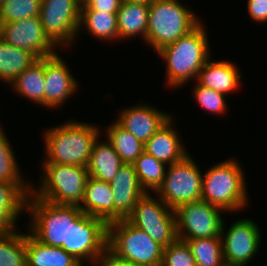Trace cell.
I'll use <instances>...</instances> for the list:
<instances>
[{
	"label": "cell",
	"mask_w": 267,
	"mask_h": 266,
	"mask_svg": "<svg viewBox=\"0 0 267 266\" xmlns=\"http://www.w3.org/2000/svg\"><path fill=\"white\" fill-rule=\"evenodd\" d=\"M114 199V221L126 219L137 201L146 193L133 164H123L110 182Z\"/></svg>",
	"instance_id": "cell-17"
},
{
	"label": "cell",
	"mask_w": 267,
	"mask_h": 266,
	"mask_svg": "<svg viewBox=\"0 0 267 266\" xmlns=\"http://www.w3.org/2000/svg\"><path fill=\"white\" fill-rule=\"evenodd\" d=\"M149 4L122 2L117 12L119 40L141 36L145 41L147 34Z\"/></svg>",
	"instance_id": "cell-24"
},
{
	"label": "cell",
	"mask_w": 267,
	"mask_h": 266,
	"mask_svg": "<svg viewBox=\"0 0 267 266\" xmlns=\"http://www.w3.org/2000/svg\"><path fill=\"white\" fill-rule=\"evenodd\" d=\"M247 11L252 21L267 22V0H247Z\"/></svg>",
	"instance_id": "cell-37"
},
{
	"label": "cell",
	"mask_w": 267,
	"mask_h": 266,
	"mask_svg": "<svg viewBox=\"0 0 267 266\" xmlns=\"http://www.w3.org/2000/svg\"><path fill=\"white\" fill-rule=\"evenodd\" d=\"M142 266L136 263L127 262L116 258L108 250L103 256L94 264V266Z\"/></svg>",
	"instance_id": "cell-38"
},
{
	"label": "cell",
	"mask_w": 267,
	"mask_h": 266,
	"mask_svg": "<svg viewBox=\"0 0 267 266\" xmlns=\"http://www.w3.org/2000/svg\"><path fill=\"white\" fill-rule=\"evenodd\" d=\"M100 140L98 137L93 145L87 170L90 177L110 183L123 162L107 139Z\"/></svg>",
	"instance_id": "cell-22"
},
{
	"label": "cell",
	"mask_w": 267,
	"mask_h": 266,
	"mask_svg": "<svg viewBox=\"0 0 267 266\" xmlns=\"http://www.w3.org/2000/svg\"><path fill=\"white\" fill-rule=\"evenodd\" d=\"M190 155L167 166L163 183L155 192L170 209L202 200L203 174Z\"/></svg>",
	"instance_id": "cell-8"
},
{
	"label": "cell",
	"mask_w": 267,
	"mask_h": 266,
	"mask_svg": "<svg viewBox=\"0 0 267 266\" xmlns=\"http://www.w3.org/2000/svg\"><path fill=\"white\" fill-rule=\"evenodd\" d=\"M27 266H83L61 247L40 243L30 233L26 234Z\"/></svg>",
	"instance_id": "cell-23"
},
{
	"label": "cell",
	"mask_w": 267,
	"mask_h": 266,
	"mask_svg": "<svg viewBox=\"0 0 267 266\" xmlns=\"http://www.w3.org/2000/svg\"><path fill=\"white\" fill-rule=\"evenodd\" d=\"M95 124L66 121L44 131V162L87 167L101 130Z\"/></svg>",
	"instance_id": "cell-2"
},
{
	"label": "cell",
	"mask_w": 267,
	"mask_h": 266,
	"mask_svg": "<svg viewBox=\"0 0 267 266\" xmlns=\"http://www.w3.org/2000/svg\"><path fill=\"white\" fill-rule=\"evenodd\" d=\"M170 118L171 113L142 103L123 108L116 122L145 144Z\"/></svg>",
	"instance_id": "cell-16"
},
{
	"label": "cell",
	"mask_w": 267,
	"mask_h": 266,
	"mask_svg": "<svg viewBox=\"0 0 267 266\" xmlns=\"http://www.w3.org/2000/svg\"><path fill=\"white\" fill-rule=\"evenodd\" d=\"M201 19L179 0H153L149 4L145 42L158 52L193 30Z\"/></svg>",
	"instance_id": "cell-5"
},
{
	"label": "cell",
	"mask_w": 267,
	"mask_h": 266,
	"mask_svg": "<svg viewBox=\"0 0 267 266\" xmlns=\"http://www.w3.org/2000/svg\"><path fill=\"white\" fill-rule=\"evenodd\" d=\"M107 250L116 258L142 266H161L164 247L127 219L108 223Z\"/></svg>",
	"instance_id": "cell-7"
},
{
	"label": "cell",
	"mask_w": 267,
	"mask_h": 266,
	"mask_svg": "<svg viewBox=\"0 0 267 266\" xmlns=\"http://www.w3.org/2000/svg\"><path fill=\"white\" fill-rule=\"evenodd\" d=\"M41 0H4L0 3V23L39 16Z\"/></svg>",
	"instance_id": "cell-33"
},
{
	"label": "cell",
	"mask_w": 267,
	"mask_h": 266,
	"mask_svg": "<svg viewBox=\"0 0 267 266\" xmlns=\"http://www.w3.org/2000/svg\"><path fill=\"white\" fill-rule=\"evenodd\" d=\"M39 187L31 185V193L57 205H80L89 172L87 167L43 162ZM37 188V189H36Z\"/></svg>",
	"instance_id": "cell-6"
},
{
	"label": "cell",
	"mask_w": 267,
	"mask_h": 266,
	"mask_svg": "<svg viewBox=\"0 0 267 266\" xmlns=\"http://www.w3.org/2000/svg\"><path fill=\"white\" fill-rule=\"evenodd\" d=\"M189 245L197 266H222V237L183 240Z\"/></svg>",
	"instance_id": "cell-31"
},
{
	"label": "cell",
	"mask_w": 267,
	"mask_h": 266,
	"mask_svg": "<svg viewBox=\"0 0 267 266\" xmlns=\"http://www.w3.org/2000/svg\"><path fill=\"white\" fill-rule=\"evenodd\" d=\"M140 185L148 192L155 193L166 175V163L157 160L145 151L133 163Z\"/></svg>",
	"instance_id": "cell-29"
},
{
	"label": "cell",
	"mask_w": 267,
	"mask_h": 266,
	"mask_svg": "<svg viewBox=\"0 0 267 266\" xmlns=\"http://www.w3.org/2000/svg\"><path fill=\"white\" fill-rule=\"evenodd\" d=\"M12 85V86H11ZM18 95L44 107V57L38 58L10 84Z\"/></svg>",
	"instance_id": "cell-25"
},
{
	"label": "cell",
	"mask_w": 267,
	"mask_h": 266,
	"mask_svg": "<svg viewBox=\"0 0 267 266\" xmlns=\"http://www.w3.org/2000/svg\"><path fill=\"white\" fill-rule=\"evenodd\" d=\"M224 211L204 200L189 202L175 210L180 240L221 237Z\"/></svg>",
	"instance_id": "cell-12"
},
{
	"label": "cell",
	"mask_w": 267,
	"mask_h": 266,
	"mask_svg": "<svg viewBox=\"0 0 267 266\" xmlns=\"http://www.w3.org/2000/svg\"><path fill=\"white\" fill-rule=\"evenodd\" d=\"M161 266H197L186 241L177 239L163 250Z\"/></svg>",
	"instance_id": "cell-35"
},
{
	"label": "cell",
	"mask_w": 267,
	"mask_h": 266,
	"mask_svg": "<svg viewBox=\"0 0 267 266\" xmlns=\"http://www.w3.org/2000/svg\"><path fill=\"white\" fill-rule=\"evenodd\" d=\"M108 224L98 218L82 213L74 223L69 224L68 246H62L67 253L82 265H93L107 251Z\"/></svg>",
	"instance_id": "cell-10"
},
{
	"label": "cell",
	"mask_w": 267,
	"mask_h": 266,
	"mask_svg": "<svg viewBox=\"0 0 267 266\" xmlns=\"http://www.w3.org/2000/svg\"><path fill=\"white\" fill-rule=\"evenodd\" d=\"M31 183L0 181V234L16 230V222L26 211Z\"/></svg>",
	"instance_id": "cell-18"
},
{
	"label": "cell",
	"mask_w": 267,
	"mask_h": 266,
	"mask_svg": "<svg viewBox=\"0 0 267 266\" xmlns=\"http://www.w3.org/2000/svg\"><path fill=\"white\" fill-rule=\"evenodd\" d=\"M241 76L238 67L231 61L209 59L199 71L196 82L227 96L241 86Z\"/></svg>",
	"instance_id": "cell-20"
},
{
	"label": "cell",
	"mask_w": 267,
	"mask_h": 266,
	"mask_svg": "<svg viewBox=\"0 0 267 266\" xmlns=\"http://www.w3.org/2000/svg\"><path fill=\"white\" fill-rule=\"evenodd\" d=\"M80 14L81 5L76 0H41L40 22L57 47H68L76 41Z\"/></svg>",
	"instance_id": "cell-11"
},
{
	"label": "cell",
	"mask_w": 267,
	"mask_h": 266,
	"mask_svg": "<svg viewBox=\"0 0 267 266\" xmlns=\"http://www.w3.org/2000/svg\"><path fill=\"white\" fill-rule=\"evenodd\" d=\"M122 0H88L81 6V11H99L106 13H117Z\"/></svg>",
	"instance_id": "cell-36"
},
{
	"label": "cell",
	"mask_w": 267,
	"mask_h": 266,
	"mask_svg": "<svg viewBox=\"0 0 267 266\" xmlns=\"http://www.w3.org/2000/svg\"><path fill=\"white\" fill-rule=\"evenodd\" d=\"M26 211L29 213L30 233L40 243L52 246H68L69 224L83 213L78 205H57L36 198L27 197Z\"/></svg>",
	"instance_id": "cell-4"
},
{
	"label": "cell",
	"mask_w": 267,
	"mask_h": 266,
	"mask_svg": "<svg viewBox=\"0 0 267 266\" xmlns=\"http://www.w3.org/2000/svg\"><path fill=\"white\" fill-rule=\"evenodd\" d=\"M123 164H133L144 152V143L134 137L116 121L109 124L104 132Z\"/></svg>",
	"instance_id": "cell-27"
},
{
	"label": "cell",
	"mask_w": 267,
	"mask_h": 266,
	"mask_svg": "<svg viewBox=\"0 0 267 266\" xmlns=\"http://www.w3.org/2000/svg\"><path fill=\"white\" fill-rule=\"evenodd\" d=\"M192 92L195 101L210 114L223 115L227 111L226 95L210 88L203 87L196 82Z\"/></svg>",
	"instance_id": "cell-34"
},
{
	"label": "cell",
	"mask_w": 267,
	"mask_h": 266,
	"mask_svg": "<svg viewBox=\"0 0 267 266\" xmlns=\"http://www.w3.org/2000/svg\"><path fill=\"white\" fill-rule=\"evenodd\" d=\"M38 58L30 51L14 47L0 37V80L10 85Z\"/></svg>",
	"instance_id": "cell-26"
},
{
	"label": "cell",
	"mask_w": 267,
	"mask_h": 266,
	"mask_svg": "<svg viewBox=\"0 0 267 266\" xmlns=\"http://www.w3.org/2000/svg\"><path fill=\"white\" fill-rule=\"evenodd\" d=\"M237 161H220L203 173L202 200L224 212L241 211L248 203L245 175Z\"/></svg>",
	"instance_id": "cell-3"
},
{
	"label": "cell",
	"mask_w": 267,
	"mask_h": 266,
	"mask_svg": "<svg viewBox=\"0 0 267 266\" xmlns=\"http://www.w3.org/2000/svg\"><path fill=\"white\" fill-rule=\"evenodd\" d=\"M0 37L14 47L32 52L37 58L56 54L57 46L45 34L39 16L0 23Z\"/></svg>",
	"instance_id": "cell-14"
},
{
	"label": "cell",
	"mask_w": 267,
	"mask_h": 266,
	"mask_svg": "<svg viewBox=\"0 0 267 266\" xmlns=\"http://www.w3.org/2000/svg\"><path fill=\"white\" fill-rule=\"evenodd\" d=\"M204 27L201 21L186 35L157 52L165 60L168 87L181 88L189 80L196 79L201 68L210 59L211 48Z\"/></svg>",
	"instance_id": "cell-1"
},
{
	"label": "cell",
	"mask_w": 267,
	"mask_h": 266,
	"mask_svg": "<svg viewBox=\"0 0 267 266\" xmlns=\"http://www.w3.org/2000/svg\"><path fill=\"white\" fill-rule=\"evenodd\" d=\"M58 53L44 57V107L61 108L78 91V82Z\"/></svg>",
	"instance_id": "cell-15"
},
{
	"label": "cell",
	"mask_w": 267,
	"mask_h": 266,
	"mask_svg": "<svg viewBox=\"0 0 267 266\" xmlns=\"http://www.w3.org/2000/svg\"><path fill=\"white\" fill-rule=\"evenodd\" d=\"M224 224L223 222L221 232L224 262L247 266L260 247L261 233L258 224L252 219L242 218L232 223L226 232Z\"/></svg>",
	"instance_id": "cell-13"
},
{
	"label": "cell",
	"mask_w": 267,
	"mask_h": 266,
	"mask_svg": "<svg viewBox=\"0 0 267 266\" xmlns=\"http://www.w3.org/2000/svg\"><path fill=\"white\" fill-rule=\"evenodd\" d=\"M170 118L144 144V151L167 165L183 160L189 153L179 137L178 131Z\"/></svg>",
	"instance_id": "cell-19"
},
{
	"label": "cell",
	"mask_w": 267,
	"mask_h": 266,
	"mask_svg": "<svg viewBox=\"0 0 267 266\" xmlns=\"http://www.w3.org/2000/svg\"><path fill=\"white\" fill-rule=\"evenodd\" d=\"M2 129L0 126V181L28 183L21 175L22 172H20L14 150Z\"/></svg>",
	"instance_id": "cell-32"
},
{
	"label": "cell",
	"mask_w": 267,
	"mask_h": 266,
	"mask_svg": "<svg viewBox=\"0 0 267 266\" xmlns=\"http://www.w3.org/2000/svg\"><path fill=\"white\" fill-rule=\"evenodd\" d=\"M222 266H237V265H231V264L224 263Z\"/></svg>",
	"instance_id": "cell-41"
},
{
	"label": "cell",
	"mask_w": 267,
	"mask_h": 266,
	"mask_svg": "<svg viewBox=\"0 0 267 266\" xmlns=\"http://www.w3.org/2000/svg\"><path fill=\"white\" fill-rule=\"evenodd\" d=\"M85 26L94 38L108 41H118L117 13L99 11H81L79 30Z\"/></svg>",
	"instance_id": "cell-28"
},
{
	"label": "cell",
	"mask_w": 267,
	"mask_h": 266,
	"mask_svg": "<svg viewBox=\"0 0 267 266\" xmlns=\"http://www.w3.org/2000/svg\"><path fill=\"white\" fill-rule=\"evenodd\" d=\"M0 266H27L26 233L14 230L0 234Z\"/></svg>",
	"instance_id": "cell-30"
},
{
	"label": "cell",
	"mask_w": 267,
	"mask_h": 266,
	"mask_svg": "<svg viewBox=\"0 0 267 266\" xmlns=\"http://www.w3.org/2000/svg\"><path fill=\"white\" fill-rule=\"evenodd\" d=\"M81 6L85 5L88 0H76Z\"/></svg>",
	"instance_id": "cell-40"
},
{
	"label": "cell",
	"mask_w": 267,
	"mask_h": 266,
	"mask_svg": "<svg viewBox=\"0 0 267 266\" xmlns=\"http://www.w3.org/2000/svg\"><path fill=\"white\" fill-rule=\"evenodd\" d=\"M153 0H122V2H131L138 4H150Z\"/></svg>",
	"instance_id": "cell-39"
},
{
	"label": "cell",
	"mask_w": 267,
	"mask_h": 266,
	"mask_svg": "<svg viewBox=\"0 0 267 266\" xmlns=\"http://www.w3.org/2000/svg\"><path fill=\"white\" fill-rule=\"evenodd\" d=\"M126 219L164 248L178 239L175 210L170 209L158 196H151L150 192L137 201Z\"/></svg>",
	"instance_id": "cell-9"
},
{
	"label": "cell",
	"mask_w": 267,
	"mask_h": 266,
	"mask_svg": "<svg viewBox=\"0 0 267 266\" xmlns=\"http://www.w3.org/2000/svg\"><path fill=\"white\" fill-rule=\"evenodd\" d=\"M79 208L83 213L98 217L107 224L114 222V199L110 183L89 176Z\"/></svg>",
	"instance_id": "cell-21"
}]
</instances>
